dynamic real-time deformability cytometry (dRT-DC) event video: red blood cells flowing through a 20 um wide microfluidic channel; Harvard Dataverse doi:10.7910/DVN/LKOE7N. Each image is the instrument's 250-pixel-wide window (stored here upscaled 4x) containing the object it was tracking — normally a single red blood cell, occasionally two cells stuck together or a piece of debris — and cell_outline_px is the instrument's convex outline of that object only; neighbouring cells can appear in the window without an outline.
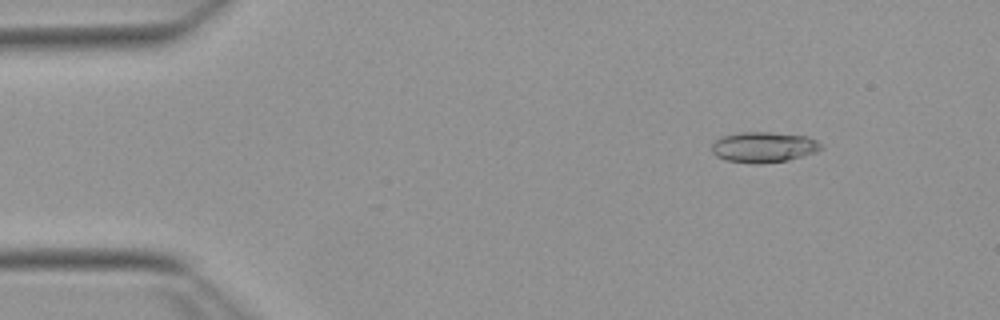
{"species": "Egyptian fruit bat (a non-hibernating species)", "species_latin": "Rousettus aegyptiacus", "temperature_condition": "warm", "stored_images_in_passage": 53, "camera_frame_rate_fps": 3000, "um_per_image_px": 0.085, "animal": {"sex": "female"}, "frame": {"image": 1, "passage_image": 7, "time_ms": 2.0, "image_size_px": [1000, 320], "cell_outline_px": [[824, 148], [816, 152], [788, 160], [756, 164], [752, 164], [724, 160], [716, 156], [712, 152], [712, 144], [720, 136], [740, 132], [772, 132], [808, 136], [816, 140]], "centroid_in_image_um": [64.9, 12.5], "position_along_channel_um": 20.1, "area_um2": 19.65}}
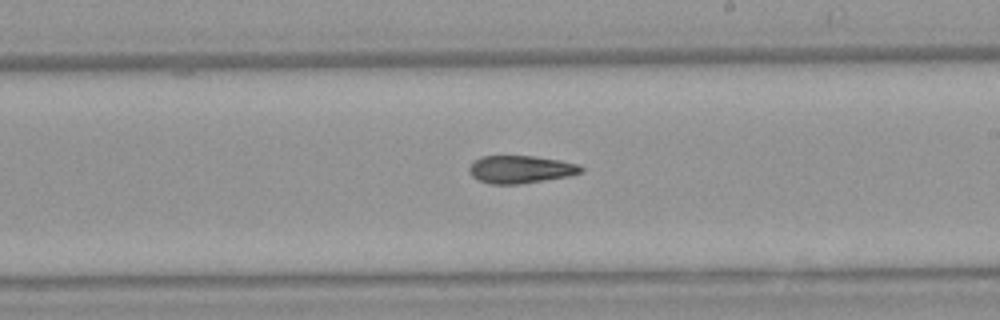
{"frame": {"image": 2, "passage_image": 31, "time_ms": 10.0, "image_size_px": [1000, 320], "cell_outline_px": [[584, 172], [568, 176], [520, 184], [488, 184], [476, 180], [468, 172], [468, 168], [480, 156], [532, 156], [560, 160], [580, 164], [584, 168]], "centroid_in_image_um": [44.25, 14.4], "position_along_channel_um": 244.7, "area_um2": 18.21}}
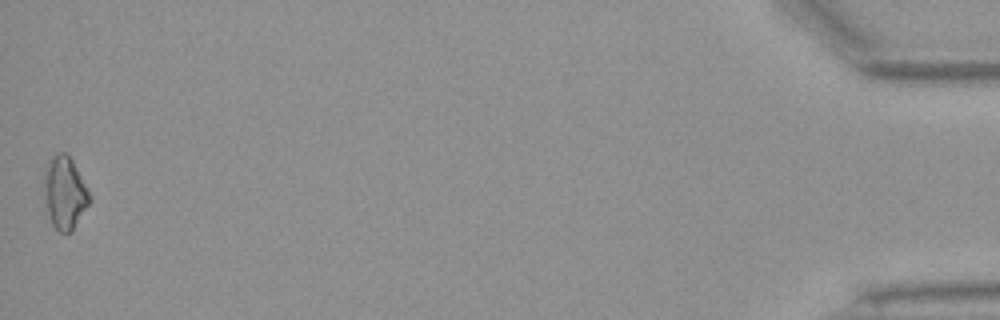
{"frame": {"image": 3, "passage_image": 53, "time_ms": 17.333, "image_size_px": [1000, 320], "cell_outline_px": [[92, 200], [72, 232], [60, 232], [52, 224], [48, 216], [44, 196], [44, 168], [56, 152], [68, 152], [88, 188], [92, 196]], "centroid_in_image_um": [5.52, 16.37], "position_along_channel_um": 429.7, "area_um2": 19.65}}